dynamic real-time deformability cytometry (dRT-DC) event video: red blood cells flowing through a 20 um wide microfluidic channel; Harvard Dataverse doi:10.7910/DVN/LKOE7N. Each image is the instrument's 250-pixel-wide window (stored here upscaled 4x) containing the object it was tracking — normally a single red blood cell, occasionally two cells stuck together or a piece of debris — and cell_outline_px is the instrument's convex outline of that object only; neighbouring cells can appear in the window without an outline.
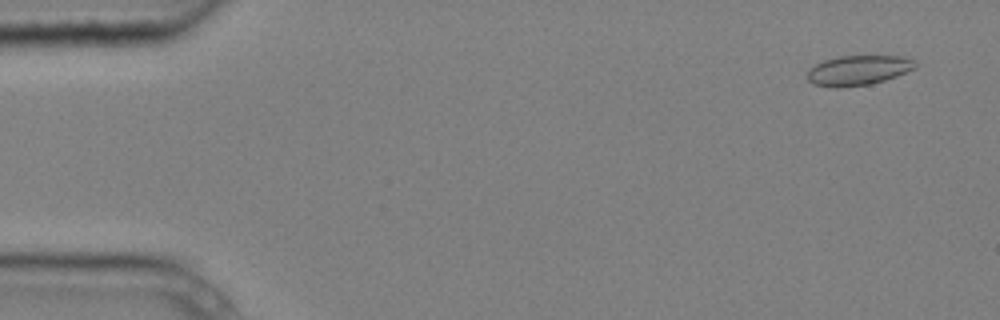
{"species": "common noctule bat (a hibernating species)", "species_latin": "Nyctalus noctula", "temperature_condition": "cold", "stored_images_in_passage": 4, "camera_frame_rate_fps": 3000, "um_per_image_px": 0.085, "animal": {"sex": "male", "body_mass_g": 20.4}, "frame": {"image": 1, "passage_image": 1, "time_ms": 0.0, "image_size_px": [1000, 320], "cell_outline_px": [[916, 68], [896, 76], [872, 84], [836, 88], [812, 84], [808, 80], [808, 72], [816, 64], [824, 60], [840, 56], [900, 56], [916, 60]], "centroid_in_image_um": [72.97, 5.98], "position_along_channel_um": 12.0, "area_um2": 18.73}}
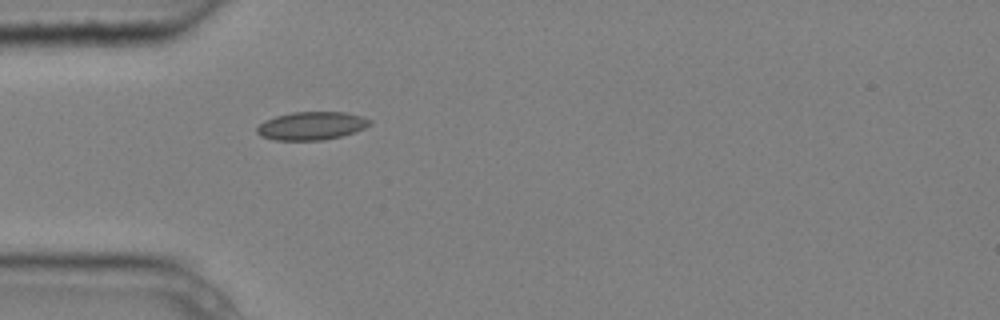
{"frame": {"image": 2, "passage_image": 4, "time_ms": 1.0, "image_size_px": [1000, 320], "cell_outline_px": [[372, 124], [356, 132], [324, 140], [276, 140], [260, 136], [256, 132], [256, 128], [264, 120], [276, 116], [292, 112], [344, 112], [360, 116], [372, 120]], "centroid_in_image_um": [26.48, 10.69], "position_along_channel_um": 58.5, "area_um2": 18.55}}